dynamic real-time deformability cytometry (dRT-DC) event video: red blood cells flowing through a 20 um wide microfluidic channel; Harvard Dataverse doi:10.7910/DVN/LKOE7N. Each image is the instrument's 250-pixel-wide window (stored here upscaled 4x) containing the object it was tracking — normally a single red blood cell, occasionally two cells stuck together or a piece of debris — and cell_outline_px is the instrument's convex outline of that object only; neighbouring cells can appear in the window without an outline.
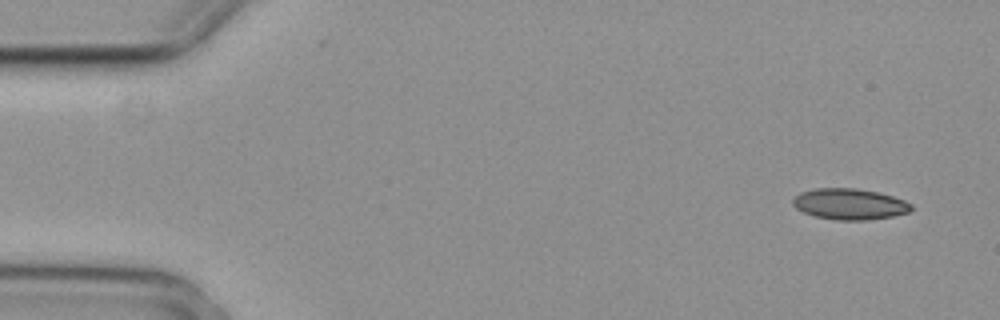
{"species": "common noctule bat (a hibernating species)", "species_latin": "Nyctalus noctula", "temperature_condition": "cold", "stored_images_in_passage": 6, "segment_of_instrument_passage": [2, 2], "camera_frame_rate_fps": 3000, "um_per_image_px": 0.085, "animal": {"sex": "female", "body_mass_g": 29.2, "forearm_length_mm": 56.3}, "frame": {"image": 1, "passage_image": 6, "time_ms": 1.667, "image_size_px": [1000, 320], "cell_outline_px": [[912, 208], [908, 212], [892, 216], [868, 220], [836, 220], [816, 216], [804, 212], [796, 208], [792, 204], [792, 200], [800, 192], [816, 188], [856, 188], [876, 192], [892, 196], [904, 200], [912, 204]], "centroid_in_image_um": [72.2, 17.34], "position_along_channel_um": 12.8, "area_um2": 21.27}}